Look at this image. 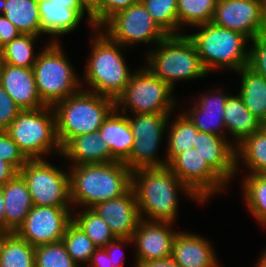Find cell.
I'll return each instance as SVG.
<instances>
[{
  "label": "cell",
  "instance_id": "cell-1",
  "mask_svg": "<svg viewBox=\"0 0 266 267\" xmlns=\"http://www.w3.org/2000/svg\"><path fill=\"white\" fill-rule=\"evenodd\" d=\"M134 189L141 219L174 223L178 213V191L202 203L170 170L163 167L132 171ZM145 213V214H144ZM144 214V216H143Z\"/></svg>",
  "mask_w": 266,
  "mask_h": 267
},
{
  "label": "cell",
  "instance_id": "cell-2",
  "mask_svg": "<svg viewBox=\"0 0 266 267\" xmlns=\"http://www.w3.org/2000/svg\"><path fill=\"white\" fill-rule=\"evenodd\" d=\"M72 166L68 172L72 205L93 208L123 195L132 186V171L123 162Z\"/></svg>",
  "mask_w": 266,
  "mask_h": 267
},
{
  "label": "cell",
  "instance_id": "cell-3",
  "mask_svg": "<svg viewBox=\"0 0 266 267\" xmlns=\"http://www.w3.org/2000/svg\"><path fill=\"white\" fill-rule=\"evenodd\" d=\"M100 30V31H99ZM91 52L85 67L83 81L90 91L116 100L125 90L133 71L130 72L119 43L112 41L99 28H94Z\"/></svg>",
  "mask_w": 266,
  "mask_h": 267
},
{
  "label": "cell",
  "instance_id": "cell-4",
  "mask_svg": "<svg viewBox=\"0 0 266 267\" xmlns=\"http://www.w3.org/2000/svg\"><path fill=\"white\" fill-rule=\"evenodd\" d=\"M115 106L114 99L82 89L54 104L56 135L61 149L76 136L99 131Z\"/></svg>",
  "mask_w": 266,
  "mask_h": 267
},
{
  "label": "cell",
  "instance_id": "cell-5",
  "mask_svg": "<svg viewBox=\"0 0 266 267\" xmlns=\"http://www.w3.org/2000/svg\"><path fill=\"white\" fill-rule=\"evenodd\" d=\"M147 53L146 67L173 89L176 81H187L208 75L187 34L167 35Z\"/></svg>",
  "mask_w": 266,
  "mask_h": 267
},
{
  "label": "cell",
  "instance_id": "cell-6",
  "mask_svg": "<svg viewBox=\"0 0 266 267\" xmlns=\"http://www.w3.org/2000/svg\"><path fill=\"white\" fill-rule=\"evenodd\" d=\"M196 28L199 29L198 32L187 36L194 43L207 72L225 68L238 72L242 67L248 66L249 50L246 47L250 39L247 36L213 22Z\"/></svg>",
  "mask_w": 266,
  "mask_h": 267
},
{
  "label": "cell",
  "instance_id": "cell-7",
  "mask_svg": "<svg viewBox=\"0 0 266 267\" xmlns=\"http://www.w3.org/2000/svg\"><path fill=\"white\" fill-rule=\"evenodd\" d=\"M60 45L59 42H48L38 52L33 66L37 90L46 106H53L83 89L82 80L75 74L71 61Z\"/></svg>",
  "mask_w": 266,
  "mask_h": 267
},
{
  "label": "cell",
  "instance_id": "cell-8",
  "mask_svg": "<svg viewBox=\"0 0 266 267\" xmlns=\"http://www.w3.org/2000/svg\"><path fill=\"white\" fill-rule=\"evenodd\" d=\"M5 132L28 159H43L50 151L61 155L52 106L22 110Z\"/></svg>",
  "mask_w": 266,
  "mask_h": 267
},
{
  "label": "cell",
  "instance_id": "cell-9",
  "mask_svg": "<svg viewBox=\"0 0 266 267\" xmlns=\"http://www.w3.org/2000/svg\"><path fill=\"white\" fill-rule=\"evenodd\" d=\"M172 91L169 84L143 66L133 71L124 92L115 100V107L125 114L128 109L132 114L171 113L177 104Z\"/></svg>",
  "mask_w": 266,
  "mask_h": 267
},
{
  "label": "cell",
  "instance_id": "cell-10",
  "mask_svg": "<svg viewBox=\"0 0 266 267\" xmlns=\"http://www.w3.org/2000/svg\"><path fill=\"white\" fill-rule=\"evenodd\" d=\"M170 114L142 113L132 114L134 118L128 116L134 144L129 157L123 163L131 171L166 166V160L158 159V149L162 144L163 134L167 132Z\"/></svg>",
  "mask_w": 266,
  "mask_h": 267
},
{
  "label": "cell",
  "instance_id": "cell-11",
  "mask_svg": "<svg viewBox=\"0 0 266 267\" xmlns=\"http://www.w3.org/2000/svg\"><path fill=\"white\" fill-rule=\"evenodd\" d=\"M19 174L28 186L33 205L73 207L70 201L69 173L54 167L43 158L29 159Z\"/></svg>",
  "mask_w": 266,
  "mask_h": 267
},
{
  "label": "cell",
  "instance_id": "cell-12",
  "mask_svg": "<svg viewBox=\"0 0 266 267\" xmlns=\"http://www.w3.org/2000/svg\"><path fill=\"white\" fill-rule=\"evenodd\" d=\"M102 28L106 30L102 32L123 47L139 42L157 44L167 36L140 0L113 14L99 27Z\"/></svg>",
  "mask_w": 266,
  "mask_h": 267
},
{
  "label": "cell",
  "instance_id": "cell-13",
  "mask_svg": "<svg viewBox=\"0 0 266 267\" xmlns=\"http://www.w3.org/2000/svg\"><path fill=\"white\" fill-rule=\"evenodd\" d=\"M167 166L202 204L226 189L227 183L194 147L177 155Z\"/></svg>",
  "mask_w": 266,
  "mask_h": 267
},
{
  "label": "cell",
  "instance_id": "cell-14",
  "mask_svg": "<svg viewBox=\"0 0 266 267\" xmlns=\"http://www.w3.org/2000/svg\"><path fill=\"white\" fill-rule=\"evenodd\" d=\"M70 208L33 205L16 233L34 247L61 241L72 221Z\"/></svg>",
  "mask_w": 266,
  "mask_h": 267
},
{
  "label": "cell",
  "instance_id": "cell-15",
  "mask_svg": "<svg viewBox=\"0 0 266 267\" xmlns=\"http://www.w3.org/2000/svg\"><path fill=\"white\" fill-rule=\"evenodd\" d=\"M265 0H217L212 22L240 32L250 40L259 36Z\"/></svg>",
  "mask_w": 266,
  "mask_h": 267
},
{
  "label": "cell",
  "instance_id": "cell-16",
  "mask_svg": "<svg viewBox=\"0 0 266 267\" xmlns=\"http://www.w3.org/2000/svg\"><path fill=\"white\" fill-rule=\"evenodd\" d=\"M172 222L141 219L132 241L136 248L135 267L142 262L171 257L172 245L177 232L170 228Z\"/></svg>",
  "mask_w": 266,
  "mask_h": 267
},
{
  "label": "cell",
  "instance_id": "cell-17",
  "mask_svg": "<svg viewBox=\"0 0 266 267\" xmlns=\"http://www.w3.org/2000/svg\"><path fill=\"white\" fill-rule=\"evenodd\" d=\"M108 224L116 238H132L141 216L132 186L121 196L92 208Z\"/></svg>",
  "mask_w": 266,
  "mask_h": 267
},
{
  "label": "cell",
  "instance_id": "cell-18",
  "mask_svg": "<svg viewBox=\"0 0 266 267\" xmlns=\"http://www.w3.org/2000/svg\"><path fill=\"white\" fill-rule=\"evenodd\" d=\"M231 142L227 137L198 131L194 143V148L226 183L237 174L235 146Z\"/></svg>",
  "mask_w": 266,
  "mask_h": 267
},
{
  "label": "cell",
  "instance_id": "cell-19",
  "mask_svg": "<svg viewBox=\"0 0 266 267\" xmlns=\"http://www.w3.org/2000/svg\"><path fill=\"white\" fill-rule=\"evenodd\" d=\"M0 84L22 110H34L46 105L37 90L33 68L2 64Z\"/></svg>",
  "mask_w": 266,
  "mask_h": 267
},
{
  "label": "cell",
  "instance_id": "cell-20",
  "mask_svg": "<svg viewBox=\"0 0 266 267\" xmlns=\"http://www.w3.org/2000/svg\"><path fill=\"white\" fill-rule=\"evenodd\" d=\"M213 91L211 94L205 93L196 97L194 106L184 114L200 132L225 137L223 134L226 130L224 123L225 103L230 94L223 93L219 89Z\"/></svg>",
  "mask_w": 266,
  "mask_h": 267
},
{
  "label": "cell",
  "instance_id": "cell-21",
  "mask_svg": "<svg viewBox=\"0 0 266 267\" xmlns=\"http://www.w3.org/2000/svg\"><path fill=\"white\" fill-rule=\"evenodd\" d=\"M171 258L180 267H220L209 240L191 232L177 231Z\"/></svg>",
  "mask_w": 266,
  "mask_h": 267
},
{
  "label": "cell",
  "instance_id": "cell-22",
  "mask_svg": "<svg viewBox=\"0 0 266 267\" xmlns=\"http://www.w3.org/2000/svg\"><path fill=\"white\" fill-rule=\"evenodd\" d=\"M5 213V233L16 232L33 208L28 186L18 173L2 187Z\"/></svg>",
  "mask_w": 266,
  "mask_h": 267
},
{
  "label": "cell",
  "instance_id": "cell-23",
  "mask_svg": "<svg viewBox=\"0 0 266 267\" xmlns=\"http://www.w3.org/2000/svg\"><path fill=\"white\" fill-rule=\"evenodd\" d=\"M99 133L111 150L112 162H124L129 157L133 149L134 137L128 115L118 112L115 107L103 121Z\"/></svg>",
  "mask_w": 266,
  "mask_h": 267
},
{
  "label": "cell",
  "instance_id": "cell-24",
  "mask_svg": "<svg viewBox=\"0 0 266 267\" xmlns=\"http://www.w3.org/2000/svg\"><path fill=\"white\" fill-rule=\"evenodd\" d=\"M72 165L112 162L109 146L102 140L99 131L72 138L62 149L61 156Z\"/></svg>",
  "mask_w": 266,
  "mask_h": 267
},
{
  "label": "cell",
  "instance_id": "cell-25",
  "mask_svg": "<svg viewBox=\"0 0 266 267\" xmlns=\"http://www.w3.org/2000/svg\"><path fill=\"white\" fill-rule=\"evenodd\" d=\"M38 10L41 20V31L50 35L51 42H58L55 36H61L74 31L83 16L75 9L65 8L57 3L38 0Z\"/></svg>",
  "mask_w": 266,
  "mask_h": 267
},
{
  "label": "cell",
  "instance_id": "cell-26",
  "mask_svg": "<svg viewBox=\"0 0 266 267\" xmlns=\"http://www.w3.org/2000/svg\"><path fill=\"white\" fill-rule=\"evenodd\" d=\"M224 123L226 132L232 134L231 137L234 140L232 144L235 147L262 127V123L248 111L239 94L228 96L225 103Z\"/></svg>",
  "mask_w": 266,
  "mask_h": 267
},
{
  "label": "cell",
  "instance_id": "cell-27",
  "mask_svg": "<svg viewBox=\"0 0 266 267\" xmlns=\"http://www.w3.org/2000/svg\"><path fill=\"white\" fill-rule=\"evenodd\" d=\"M237 73L241 76L238 94L246 108L261 123L266 121V79L248 66L242 67Z\"/></svg>",
  "mask_w": 266,
  "mask_h": 267
},
{
  "label": "cell",
  "instance_id": "cell-28",
  "mask_svg": "<svg viewBox=\"0 0 266 267\" xmlns=\"http://www.w3.org/2000/svg\"><path fill=\"white\" fill-rule=\"evenodd\" d=\"M3 15L15 25L21 34L36 36L43 34L38 0H5Z\"/></svg>",
  "mask_w": 266,
  "mask_h": 267
},
{
  "label": "cell",
  "instance_id": "cell-29",
  "mask_svg": "<svg viewBox=\"0 0 266 267\" xmlns=\"http://www.w3.org/2000/svg\"><path fill=\"white\" fill-rule=\"evenodd\" d=\"M0 267H35V247L16 232L2 234Z\"/></svg>",
  "mask_w": 266,
  "mask_h": 267
},
{
  "label": "cell",
  "instance_id": "cell-30",
  "mask_svg": "<svg viewBox=\"0 0 266 267\" xmlns=\"http://www.w3.org/2000/svg\"><path fill=\"white\" fill-rule=\"evenodd\" d=\"M235 153L237 172L242 159L243 164L250 170L249 174H266V134L262 129L238 144Z\"/></svg>",
  "mask_w": 266,
  "mask_h": 267
},
{
  "label": "cell",
  "instance_id": "cell-31",
  "mask_svg": "<svg viewBox=\"0 0 266 267\" xmlns=\"http://www.w3.org/2000/svg\"><path fill=\"white\" fill-rule=\"evenodd\" d=\"M167 129H169L166 132L168 134V145L164 158L166 160V165H168L177 155L194 147L197 133L199 131L185 114L176 116L174 121H172L170 125H167Z\"/></svg>",
  "mask_w": 266,
  "mask_h": 267
},
{
  "label": "cell",
  "instance_id": "cell-32",
  "mask_svg": "<svg viewBox=\"0 0 266 267\" xmlns=\"http://www.w3.org/2000/svg\"><path fill=\"white\" fill-rule=\"evenodd\" d=\"M242 180L246 205L256 220L266 226V174H247Z\"/></svg>",
  "mask_w": 266,
  "mask_h": 267
},
{
  "label": "cell",
  "instance_id": "cell-33",
  "mask_svg": "<svg viewBox=\"0 0 266 267\" xmlns=\"http://www.w3.org/2000/svg\"><path fill=\"white\" fill-rule=\"evenodd\" d=\"M72 215V221L85 232L97 248H104L116 239L108 224L92 208Z\"/></svg>",
  "mask_w": 266,
  "mask_h": 267
},
{
  "label": "cell",
  "instance_id": "cell-34",
  "mask_svg": "<svg viewBox=\"0 0 266 267\" xmlns=\"http://www.w3.org/2000/svg\"><path fill=\"white\" fill-rule=\"evenodd\" d=\"M38 37L21 34L7 43L1 48L3 63L14 67L33 68L38 56L37 53H34V43Z\"/></svg>",
  "mask_w": 266,
  "mask_h": 267
},
{
  "label": "cell",
  "instance_id": "cell-35",
  "mask_svg": "<svg viewBox=\"0 0 266 267\" xmlns=\"http://www.w3.org/2000/svg\"><path fill=\"white\" fill-rule=\"evenodd\" d=\"M217 0H177L178 30L212 22Z\"/></svg>",
  "mask_w": 266,
  "mask_h": 267
},
{
  "label": "cell",
  "instance_id": "cell-36",
  "mask_svg": "<svg viewBox=\"0 0 266 267\" xmlns=\"http://www.w3.org/2000/svg\"><path fill=\"white\" fill-rule=\"evenodd\" d=\"M61 240L66 251L78 266L88 265L92 254L97 249L91 239L73 221L68 224Z\"/></svg>",
  "mask_w": 266,
  "mask_h": 267
},
{
  "label": "cell",
  "instance_id": "cell-37",
  "mask_svg": "<svg viewBox=\"0 0 266 267\" xmlns=\"http://www.w3.org/2000/svg\"><path fill=\"white\" fill-rule=\"evenodd\" d=\"M153 20L167 35L178 32L177 0H140Z\"/></svg>",
  "mask_w": 266,
  "mask_h": 267
},
{
  "label": "cell",
  "instance_id": "cell-38",
  "mask_svg": "<svg viewBox=\"0 0 266 267\" xmlns=\"http://www.w3.org/2000/svg\"><path fill=\"white\" fill-rule=\"evenodd\" d=\"M35 267H79L61 241L35 247Z\"/></svg>",
  "mask_w": 266,
  "mask_h": 267
},
{
  "label": "cell",
  "instance_id": "cell-39",
  "mask_svg": "<svg viewBox=\"0 0 266 267\" xmlns=\"http://www.w3.org/2000/svg\"><path fill=\"white\" fill-rule=\"evenodd\" d=\"M0 159L10 163L18 171L29 160L5 131H0Z\"/></svg>",
  "mask_w": 266,
  "mask_h": 267
},
{
  "label": "cell",
  "instance_id": "cell-40",
  "mask_svg": "<svg viewBox=\"0 0 266 267\" xmlns=\"http://www.w3.org/2000/svg\"><path fill=\"white\" fill-rule=\"evenodd\" d=\"M139 0H101L100 5L91 13L94 28H99L113 14L128 8Z\"/></svg>",
  "mask_w": 266,
  "mask_h": 267
},
{
  "label": "cell",
  "instance_id": "cell-41",
  "mask_svg": "<svg viewBox=\"0 0 266 267\" xmlns=\"http://www.w3.org/2000/svg\"><path fill=\"white\" fill-rule=\"evenodd\" d=\"M251 42L248 67L266 79V40L256 36Z\"/></svg>",
  "mask_w": 266,
  "mask_h": 267
},
{
  "label": "cell",
  "instance_id": "cell-42",
  "mask_svg": "<svg viewBox=\"0 0 266 267\" xmlns=\"http://www.w3.org/2000/svg\"><path fill=\"white\" fill-rule=\"evenodd\" d=\"M21 111L0 84V131H5Z\"/></svg>",
  "mask_w": 266,
  "mask_h": 267
},
{
  "label": "cell",
  "instance_id": "cell-43",
  "mask_svg": "<svg viewBox=\"0 0 266 267\" xmlns=\"http://www.w3.org/2000/svg\"><path fill=\"white\" fill-rule=\"evenodd\" d=\"M128 243H133L132 238H116L104 247L109 255V258H111L114 267H122L124 264V255H121L123 254V250L121 249L125 247V244L128 245Z\"/></svg>",
  "mask_w": 266,
  "mask_h": 267
},
{
  "label": "cell",
  "instance_id": "cell-44",
  "mask_svg": "<svg viewBox=\"0 0 266 267\" xmlns=\"http://www.w3.org/2000/svg\"><path fill=\"white\" fill-rule=\"evenodd\" d=\"M21 32L4 15L0 16V48L19 37Z\"/></svg>",
  "mask_w": 266,
  "mask_h": 267
},
{
  "label": "cell",
  "instance_id": "cell-45",
  "mask_svg": "<svg viewBox=\"0 0 266 267\" xmlns=\"http://www.w3.org/2000/svg\"><path fill=\"white\" fill-rule=\"evenodd\" d=\"M84 267H114L105 248H97Z\"/></svg>",
  "mask_w": 266,
  "mask_h": 267
},
{
  "label": "cell",
  "instance_id": "cell-46",
  "mask_svg": "<svg viewBox=\"0 0 266 267\" xmlns=\"http://www.w3.org/2000/svg\"><path fill=\"white\" fill-rule=\"evenodd\" d=\"M47 2L57 3L65 8L77 10L83 17L85 12L88 14V23H90L92 30L94 29V22L92 14L79 2V0H46Z\"/></svg>",
  "mask_w": 266,
  "mask_h": 267
},
{
  "label": "cell",
  "instance_id": "cell-47",
  "mask_svg": "<svg viewBox=\"0 0 266 267\" xmlns=\"http://www.w3.org/2000/svg\"><path fill=\"white\" fill-rule=\"evenodd\" d=\"M18 173L19 171L13 165L0 159V188Z\"/></svg>",
  "mask_w": 266,
  "mask_h": 267
},
{
  "label": "cell",
  "instance_id": "cell-48",
  "mask_svg": "<svg viewBox=\"0 0 266 267\" xmlns=\"http://www.w3.org/2000/svg\"><path fill=\"white\" fill-rule=\"evenodd\" d=\"M138 267H180L171 257L162 260L142 262Z\"/></svg>",
  "mask_w": 266,
  "mask_h": 267
},
{
  "label": "cell",
  "instance_id": "cell-49",
  "mask_svg": "<svg viewBox=\"0 0 266 267\" xmlns=\"http://www.w3.org/2000/svg\"><path fill=\"white\" fill-rule=\"evenodd\" d=\"M0 232L5 233V213H4V198L0 188Z\"/></svg>",
  "mask_w": 266,
  "mask_h": 267
},
{
  "label": "cell",
  "instance_id": "cell-50",
  "mask_svg": "<svg viewBox=\"0 0 266 267\" xmlns=\"http://www.w3.org/2000/svg\"><path fill=\"white\" fill-rule=\"evenodd\" d=\"M79 2L92 13L99 5L101 0H79Z\"/></svg>",
  "mask_w": 266,
  "mask_h": 267
},
{
  "label": "cell",
  "instance_id": "cell-51",
  "mask_svg": "<svg viewBox=\"0 0 266 267\" xmlns=\"http://www.w3.org/2000/svg\"><path fill=\"white\" fill-rule=\"evenodd\" d=\"M259 36L266 40V0L263 6V16H262V27L259 33Z\"/></svg>",
  "mask_w": 266,
  "mask_h": 267
},
{
  "label": "cell",
  "instance_id": "cell-52",
  "mask_svg": "<svg viewBox=\"0 0 266 267\" xmlns=\"http://www.w3.org/2000/svg\"><path fill=\"white\" fill-rule=\"evenodd\" d=\"M264 250L265 251L261 253L262 255H260L261 257L258 258L260 260L258 261V263H256V267H266V249Z\"/></svg>",
  "mask_w": 266,
  "mask_h": 267
},
{
  "label": "cell",
  "instance_id": "cell-53",
  "mask_svg": "<svg viewBox=\"0 0 266 267\" xmlns=\"http://www.w3.org/2000/svg\"><path fill=\"white\" fill-rule=\"evenodd\" d=\"M5 8V0H0V16L3 15Z\"/></svg>",
  "mask_w": 266,
  "mask_h": 267
},
{
  "label": "cell",
  "instance_id": "cell-54",
  "mask_svg": "<svg viewBox=\"0 0 266 267\" xmlns=\"http://www.w3.org/2000/svg\"><path fill=\"white\" fill-rule=\"evenodd\" d=\"M261 129L264 131V133L266 134V121L262 122V127Z\"/></svg>",
  "mask_w": 266,
  "mask_h": 267
},
{
  "label": "cell",
  "instance_id": "cell-55",
  "mask_svg": "<svg viewBox=\"0 0 266 267\" xmlns=\"http://www.w3.org/2000/svg\"><path fill=\"white\" fill-rule=\"evenodd\" d=\"M2 64H3V59H2V53H1V48H0V71H1Z\"/></svg>",
  "mask_w": 266,
  "mask_h": 267
}]
</instances>
